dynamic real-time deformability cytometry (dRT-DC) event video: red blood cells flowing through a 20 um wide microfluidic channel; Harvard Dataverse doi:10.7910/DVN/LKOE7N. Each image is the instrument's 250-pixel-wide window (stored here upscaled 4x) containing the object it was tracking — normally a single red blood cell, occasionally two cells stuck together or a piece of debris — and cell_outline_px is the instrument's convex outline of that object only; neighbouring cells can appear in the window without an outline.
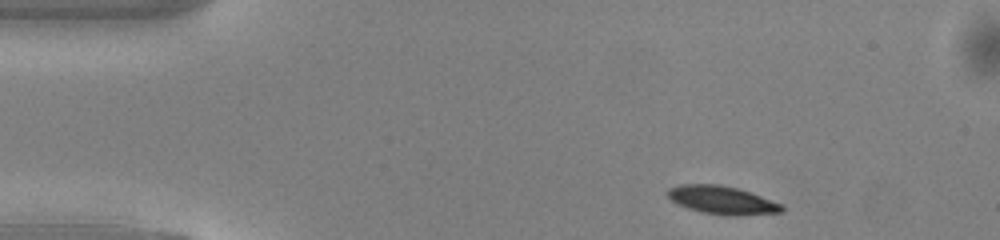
{"species": "common noctule bat (a hibernating species)", "species_latin": "Nyctalus noctula", "temperature_condition": "warm", "stored_images_in_passage": 44, "camera_frame_rate_fps": 3000, "um_per_image_px": 0.085, "animal": {"sex": "male", "body_mass_g": 13.0, "forearm_length_mm": 53.1}, "frame": {"image": 1, "passage_image": 1, "time_ms": 0.0, "image_size_px": [1000, 240], "cell_outline_px": [[784, 212], [736, 216], [704, 212], [688, 208], [672, 200], [668, 196], [668, 188], [680, 184], [720, 184], [736, 188], [784, 204]], "centroid_in_image_um": [61.42, 17.0], "position_along_channel_um": 23.6, "area_um2": 18.5}}
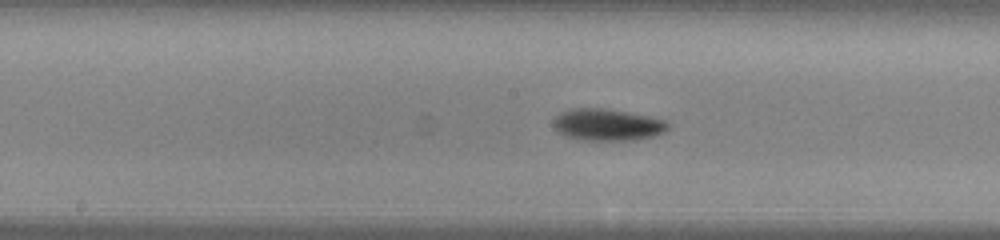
{"frame": {"image": 2, "passage_image": 19, "time_ms": 6.0, "image_size_px": [1000, 240], "cell_outline_px": [[668, 128], [664, 132], [652, 136], [636, 140], [584, 140], [564, 136], [556, 132], [552, 124], [552, 120], [560, 112], [572, 108], [600, 108], [648, 116], [664, 120], [668, 124]], "centroid_in_image_um": [51.55, 10.61], "position_along_channel_um": 196.7, "area_um2": 21.21}}
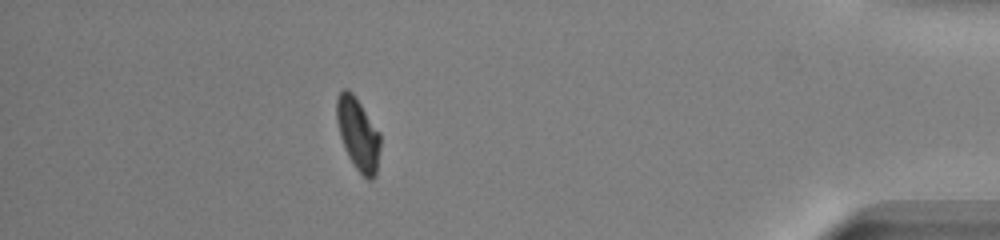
{"frame": {"image": 3, "passage_image": 38, "time_ms": 12.333, "image_size_px": [1000, 240], "cell_outline_px": [[380, 148], [376, 176], [372, 180], [368, 180], [356, 168], [348, 156], [344, 148], [340, 136], [336, 120], [336, 96], [344, 88], [348, 88], [352, 92], [380, 132]], "centroid_in_image_um": [30.42, 11.38], "position_along_channel_um": 404.8, "area_um2": 18.55}, "authors_computed_cell_mechanics": {"area_um2": 19.1029, "velocity_mm_per_s": 4.1095, "shape_relaxation_time_tau1_ms": 2.5788, "shape_relaxation_time_tau2_ms": null, "deformation_change_tau1": 0.1097, "deformation_change_tau2": null}}